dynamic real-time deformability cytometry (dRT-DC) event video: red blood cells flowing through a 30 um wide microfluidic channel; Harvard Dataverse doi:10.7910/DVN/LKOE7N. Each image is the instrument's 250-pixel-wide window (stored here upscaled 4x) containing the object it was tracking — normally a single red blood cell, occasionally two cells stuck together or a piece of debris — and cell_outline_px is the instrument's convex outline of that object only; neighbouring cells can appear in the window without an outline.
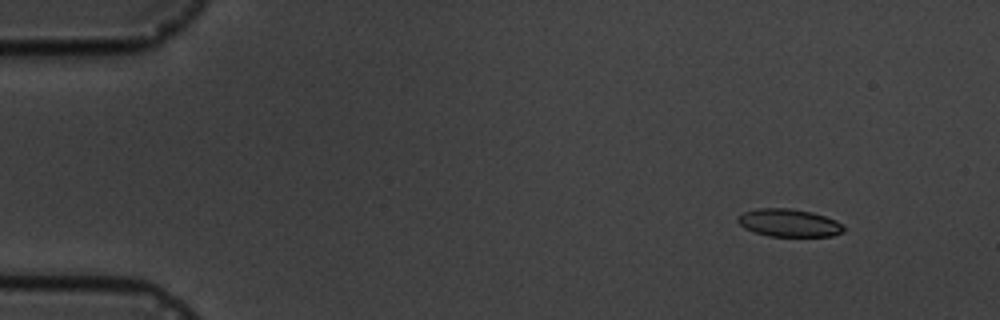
{"species": "common noctule bat (a hibernating species)", "species_latin": "Nyctalus noctula", "temperature_condition": "cold", "stored_images_in_passage": 5, "camera_frame_rate_fps": 3000, "um_per_image_px": 0.085, "animal": {"sex": "male", "body_mass_g": 19.5, "forearm_length_mm": 54.6}, "frame": {"image": 1, "passage_image": 2, "time_ms": 1.0, "image_size_px": [1000, 320], "cell_outline_px": [[844, 232], [832, 236], [768, 236], [744, 228], [736, 220], [736, 216], [744, 212], [756, 208], [788, 208], [812, 212], [836, 220], [844, 228]], "centroid_in_image_um": [67.03, 18.94], "position_along_channel_um": 18.0, "area_um2": 17.11}}
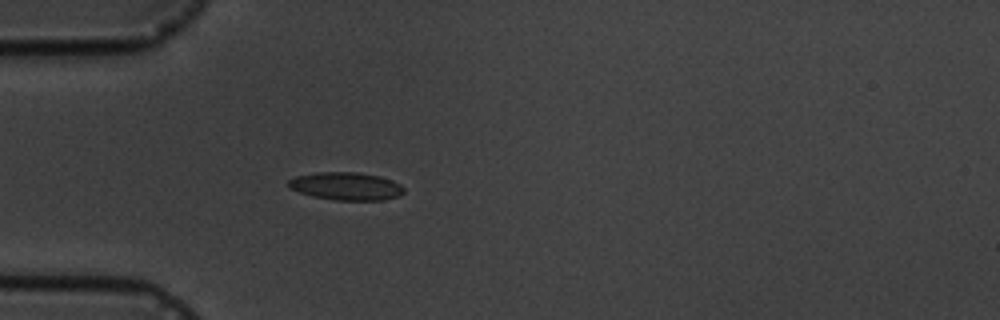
{"frame": {"image": 2, "passage_image": 5, "time_ms": 4.667, "image_size_px": [1000, 320], "cell_outline_px": [[404, 192], [400, 196], [384, 200], [336, 200], [312, 196], [288, 188], [288, 180], [296, 176], [316, 172], [356, 172], [380, 176], [392, 180], [400, 184], [404, 188]], "centroid_in_image_um": [29.43, 15.82], "position_along_channel_um": 55.6, "area_um2": 18.84}}